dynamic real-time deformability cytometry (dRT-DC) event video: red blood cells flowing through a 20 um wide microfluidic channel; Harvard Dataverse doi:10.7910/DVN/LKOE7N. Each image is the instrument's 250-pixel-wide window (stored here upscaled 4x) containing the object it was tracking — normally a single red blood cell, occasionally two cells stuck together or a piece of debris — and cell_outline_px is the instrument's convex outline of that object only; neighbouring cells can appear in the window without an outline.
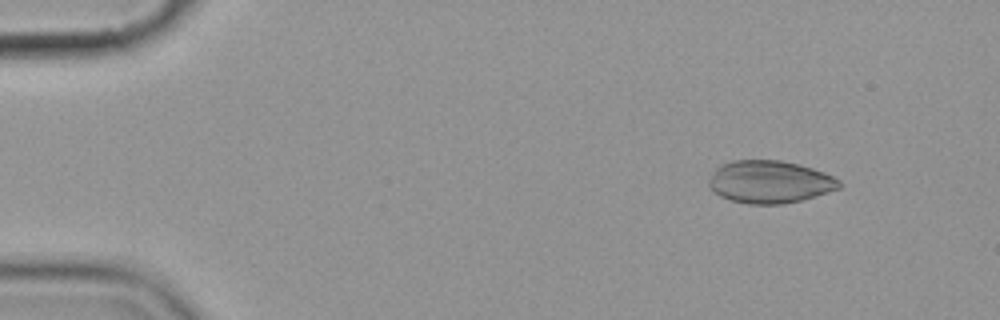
{"species": "common noctule bat (a hibernating species)", "species_latin": "Nyctalus noctula", "temperature_condition": "cold", "stored_images_in_passage": 5, "camera_frame_rate_fps": 3000, "um_per_image_px": 0.085, "animal": {"sex": "female", "body_mass_g": 19.9}, "frame": {"image": 1, "passage_image": 2, "time_ms": 1.0, "image_size_px": [1000, 320], "cell_outline_px": [[844, 184], [840, 188], [828, 192], [800, 200], [784, 204], [748, 204], [732, 200], [720, 196], [708, 188], [708, 180], [716, 168], [720, 164], [732, 160], [780, 160], [800, 164], [824, 172], [840, 180]], "centroid_in_image_um": [65.42, 15.45], "position_along_channel_um": 19.6, "area_um2": 32.54}}